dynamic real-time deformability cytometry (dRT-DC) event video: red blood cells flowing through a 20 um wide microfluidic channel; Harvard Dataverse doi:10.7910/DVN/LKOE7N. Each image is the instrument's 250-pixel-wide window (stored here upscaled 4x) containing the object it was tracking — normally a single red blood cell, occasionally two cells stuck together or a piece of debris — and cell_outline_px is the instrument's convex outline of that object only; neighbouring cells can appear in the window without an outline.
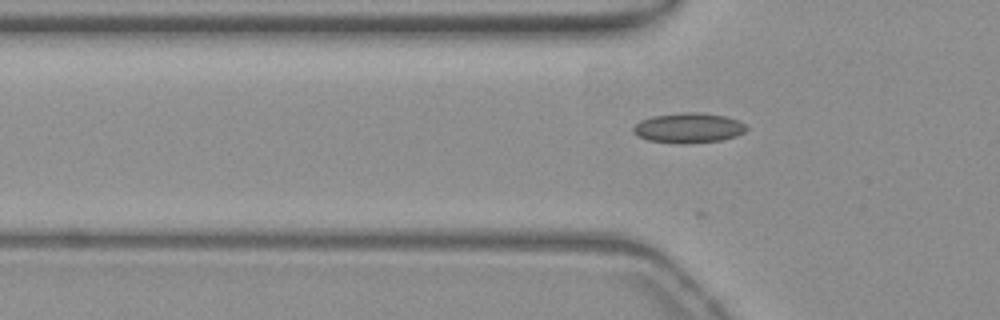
{"species": "common noctule bat (a hibernating species)", "species_latin": "Nyctalus noctula", "temperature_condition": "warm", "stored_images_in_passage": 33, "camera_frame_rate_fps": 3000, "um_per_image_px": 0.085, "animal": {"sex": "female", "body_mass_g": 19.3, "forearm_length_mm": 54.1}, "frame": {"image": 1, "passage_image": 2, "time_ms": 0.333, "image_size_px": [1000, 320], "cell_outline_px": [[748, 128], [744, 132], [736, 136], [720, 140], [684, 144], [676, 144], [648, 140], [636, 136], [632, 132], [632, 128], [640, 120], [652, 116], [684, 112], [700, 112], [724, 116], [736, 120], [744, 124]], "centroid_in_image_um": [58.47, 10.88], "position_along_channel_um": 67.3, "area_um2": 19.88}}
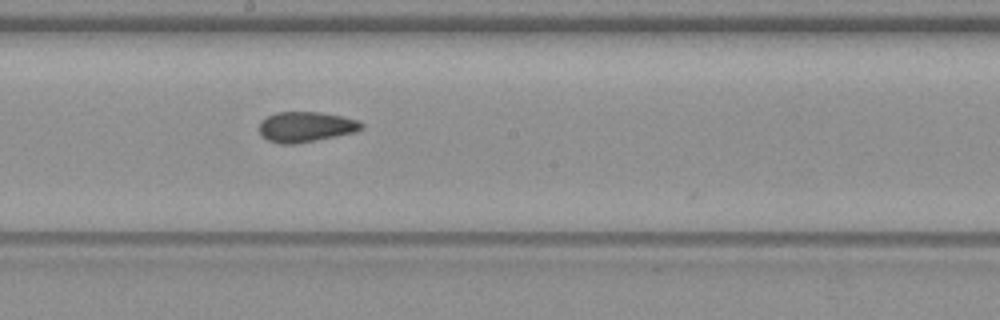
{"frame": {"image": 2, "passage_image": 14, "time_ms": 4.333, "image_size_px": [1000, 320], "cell_outline_px": [[364, 124], [356, 132], [296, 144], [280, 144], [268, 140], [260, 132], [260, 120], [276, 112], [320, 112], [340, 116], [356, 120]], "centroid_in_image_um": [25.97, 10.78], "position_along_channel_um": 222.2, "area_um2": 17.86}}
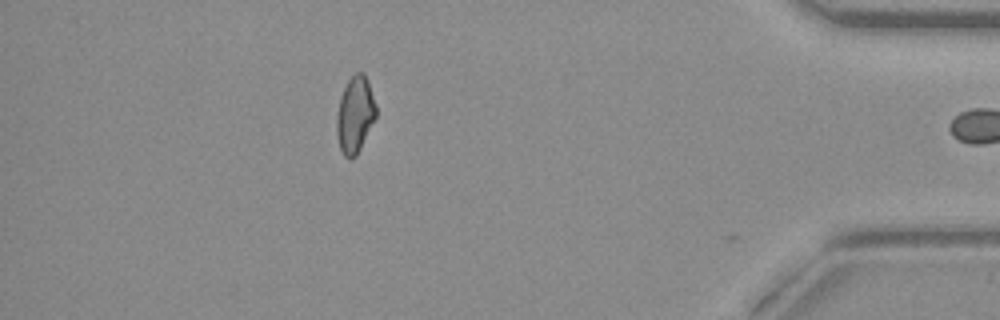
{"frame": {"image": 3, "passage_image": 32, "time_ms": 10.333, "image_size_px": [1000, 320], "cell_outline_px": [[376, 116], [356, 156], [348, 160], [344, 156], [340, 148], [336, 132], [336, 116], [340, 96], [348, 80], [356, 72], [364, 72], [368, 80], [376, 104]], "centroid_in_image_um": [30.17, 9.73], "position_along_channel_um": 405.0, "area_um2": 17.57}}